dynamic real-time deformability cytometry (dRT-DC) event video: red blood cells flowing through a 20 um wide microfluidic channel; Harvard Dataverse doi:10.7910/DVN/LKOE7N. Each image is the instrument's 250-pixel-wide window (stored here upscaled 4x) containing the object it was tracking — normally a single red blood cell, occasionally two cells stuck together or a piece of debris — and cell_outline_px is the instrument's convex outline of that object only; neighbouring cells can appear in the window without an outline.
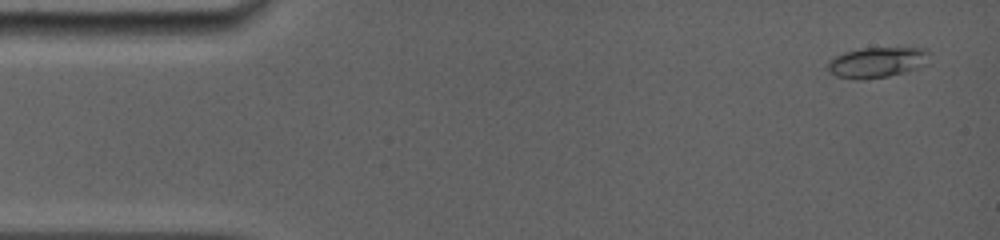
{"species": "common noctule bat (a hibernating species)", "species_latin": "Nyctalus noctula", "temperature_condition": "room temperature", "stored_images_in_passage": 16, "camera_frame_rate_fps": 5000, "um_per_image_px": 0.085, "animal": {"sex": "female", "body_mass_g": 19.0, "forearm_length_mm": 56.7}, "frame": {"image": 1, "passage_image": 1, "time_ms": 0.0, "image_size_px": [1000, 240], "cell_outline_px": [[932, 52], [924, 64], [916, 68], [904, 72], [888, 76], [864, 80], [860, 80], [836, 76], [828, 72], [828, 60], [844, 52], [860, 48], [928, 48]], "centroid_in_image_um": [74.53, 5.29], "position_along_channel_um": 10.5, "area_um2": 18.15}}
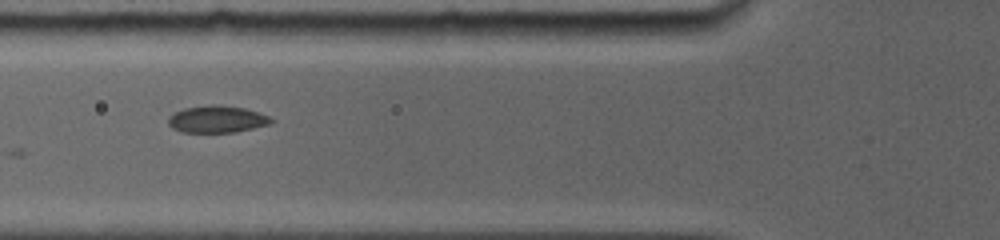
{"frame": {"image": 2, "passage_image": 6, "time_ms": 5.2, "image_size_px": [1000, 240], "cell_outline_px": [[272, 124], [236, 132], [180, 132], [172, 128], [168, 124], [168, 116], [184, 108], [208, 104], [216, 104], [244, 108], [268, 116], [272, 120]], "centroid_in_image_um": [18.41, 10.13], "position_along_channel_um": 107.4, "area_um2": 16.24}}
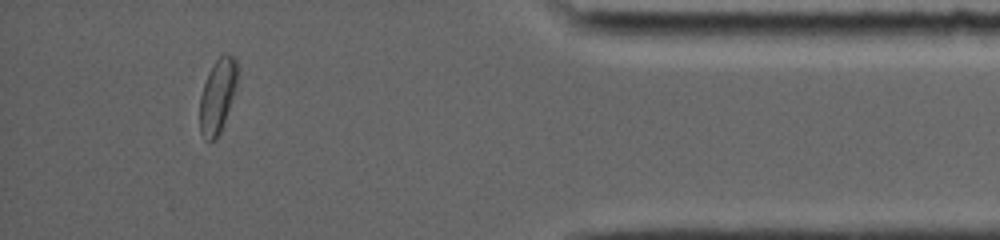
{"frame": {"image": 3, "passage_image": 15, "time_ms": 13.8, "image_size_px": [1000, 240], "cell_outline_px": [[236, 92], [220, 132], [208, 144], [200, 132], [200, 96], [208, 72], [216, 60], [224, 52], [232, 56], [236, 60]], "centroid_in_image_um": [18.48, 8.16], "position_along_channel_um": 416.7, "area_um2": 16.18}}